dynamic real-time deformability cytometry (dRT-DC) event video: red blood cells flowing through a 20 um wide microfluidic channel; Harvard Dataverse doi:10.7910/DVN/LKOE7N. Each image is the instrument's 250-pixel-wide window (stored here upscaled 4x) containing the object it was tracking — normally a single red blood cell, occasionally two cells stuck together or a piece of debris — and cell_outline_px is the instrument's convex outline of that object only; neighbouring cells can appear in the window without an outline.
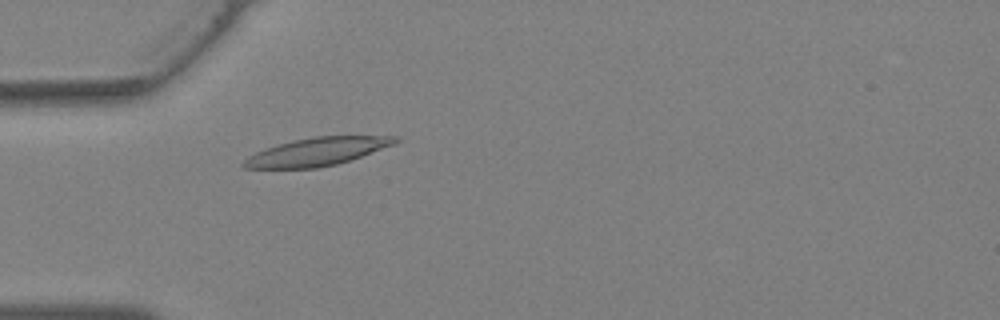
{"species": "Egyptian fruit bat (a non-hibernating species)", "species_latin": "Rousettus aegyptiacus", "temperature_condition": "warm", "stored_images_in_passage": 28, "camera_frame_rate_fps": 3000, "um_per_image_px": 0.085, "animal": {"sex": "female"}, "frame": {"image": 1, "passage_image": 1, "time_ms": 0.0, "image_size_px": [1000, 320], "cell_outline_px": [[400, 140], [396, 144], [336, 164], [316, 168], [244, 168], [240, 164], [248, 156], [264, 148], [312, 136], [396, 136]], "centroid_in_image_um": [26.94, 12.89], "position_along_channel_um": 58.1, "area_um2": 24.45}}
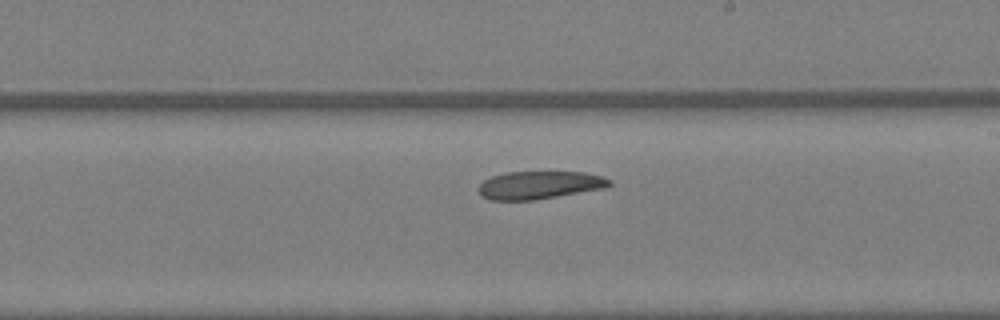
{"frame": {"image": 2, "passage_image": 12, "time_ms": 3.667, "image_size_px": [1000, 320], "cell_outline_px": [[612, 184], [604, 188], [532, 200], [492, 200], [484, 196], [476, 188], [484, 180], [492, 176], [508, 172], [584, 172], [600, 176], [612, 180]], "centroid_in_image_um": [45.85, 15.72], "position_along_channel_um": 243.2, "area_um2": 20.98}}
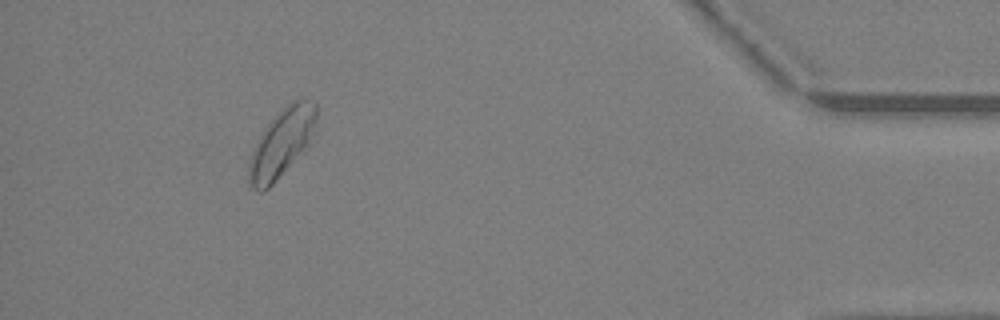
{"frame": {"image": 3, "passage_image": 25, "time_ms": 8.0, "image_size_px": [1000, 320], "cell_outline_px": [[316, 132], [308, 144], [276, 180], [264, 192], [260, 192], [252, 188], [248, 180], [248, 164], [252, 152], [260, 136], [268, 124], [292, 100], [316, 100]], "centroid_in_image_um": [23.95, 12.16], "position_along_channel_um": 411.2, "area_um2": 26.24}}